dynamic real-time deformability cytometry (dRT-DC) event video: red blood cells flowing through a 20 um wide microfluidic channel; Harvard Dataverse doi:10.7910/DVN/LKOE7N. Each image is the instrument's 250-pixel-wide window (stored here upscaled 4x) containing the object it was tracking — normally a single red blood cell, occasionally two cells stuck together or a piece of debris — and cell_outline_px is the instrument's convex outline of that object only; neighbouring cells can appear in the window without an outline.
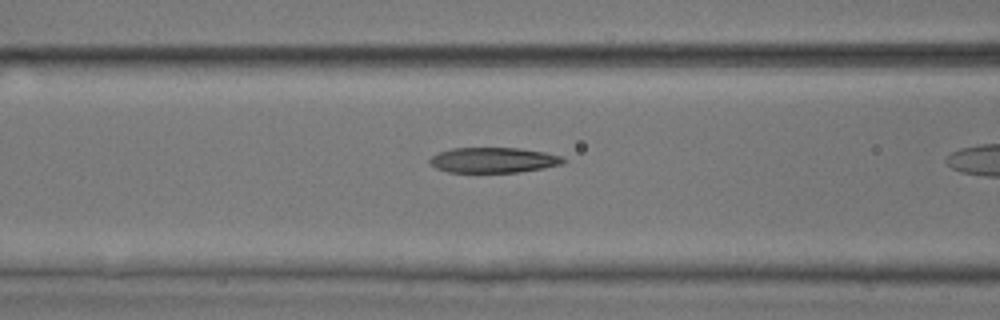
{"species": "common noctule bat (a hibernating species)", "species_latin": "Nyctalus noctula", "temperature_condition": "room temperature", "stored_images_in_passage": 8, "camera_frame_rate_fps": 3000, "um_per_image_px": 0.085, "animal": {"sex": "male", "body_mass_g": 17.9, "forearm_length_mm": 54.2}, "frame": {"image": 1, "passage_image": 7, "time_ms": 2.0, "image_size_px": [1000, 320], "cell_outline_px": [[568, 160], [564, 164], [544, 168], [520, 172], [448, 172], [436, 168], [428, 164], [428, 160], [432, 156], [440, 152], [452, 148], [520, 148], [544, 152], [560, 156]], "centroid_in_image_um": [41.95, 13.61], "position_along_channel_um": 124.6, "area_um2": 19.83}}